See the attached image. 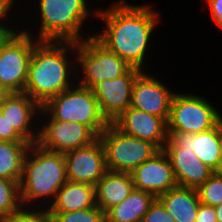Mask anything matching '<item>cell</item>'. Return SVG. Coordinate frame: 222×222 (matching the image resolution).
<instances>
[{
	"instance_id": "4dcf8cb0",
	"label": "cell",
	"mask_w": 222,
	"mask_h": 222,
	"mask_svg": "<svg viewBox=\"0 0 222 222\" xmlns=\"http://www.w3.org/2000/svg\"><path fill=\"white\" fill-rule=\"evenodd\" d=\"M211 17L222 28V0H208Z\"/></svg>"
},
{
	"instance_id": "ac0fdd59",
	"label": "cell",
	"mask_w": 222,
	"mask_h": 222,
	"mask_svg": "<svg viewBox=\"0 0 222 222\" xmlns=\"http://www.w3.org/2000/svg\"><path fill=\"white\" fill-rule=\"evenodd\" d=\"M37 109L40 112L41 106L24 92L10 93L0 106V111L6 116L10 125L30 144L37 143L39 137L38 131L36 135L29 128Z\"/></svg>"
},
{
	"instance_id": "836d02e7",
	"label": "cell",
	"mask_w": 222,
	"mask_h": 222,
	"mask_svg": "<svg viewBox=\"0 0 222 222\" xmlns=\"http://www.w3.org/2000/svg\"><path fill=\"white\" fill-rule=\"evenodd\" d=\"M10 94L4 87L0 85V106L3 104L5 98Z\"/></svg>"
},
{
	"instance_id": "1f68e13d",
	"label": "cell",
	"mask_w": 222,
	"mask_h": 222,
	"mask_svg": "<svg viewBox=\"0 0 222 222\" xmlns=\"http://www.w3.org/2000/svg\"><path fill=\"white\" fill-rule=\"evenodd\" d=\"M13 0H0V20L4 18L8 11H10ZM0 32H15L13 29L7 28L0 24Z\"/></svg>"
},
{
	"instance_id": "d6a6232c",
	"label": "cell",
	"mask_w": 222,
	"mask_h": 222,
	"mask_svg": "<svg viewBox=\"0 0 222 222\" xmlns=\"http://www.w3.org/2000/svg\"><path fill=\"white\" fill-rule=\"evenodd\" d=\"M15 32H0V50L3 44L14 34Z\"/></svg>"
},
{
	"instance_id": "9a60e30c",
	"label": "cell",
	"mask_w": 222,
	"mask_h": 222,
	"mask_svg": "<svg viewBox=\"0 0 222 222\" xmlns=\"http://www.w3.org/2000/svg\"><path fill=\"white\" fill-rule=\"evenodd\" d=\"M168 90L159 80L142 71L133 84L130 107L162 117L167 122L174 96Z\"/></svg>"
},
{
	"instance_id": "ffe728a7",
	"label": "cell",
	"mask_w": 222,
	"mask_h": 222,
	"mask_svg": "<svg viewBox=\"0 0 222 222\" xmlns=\"http://www.w3.org/2000/svg\"><path fill=\"white\" fill-rule=\"evenodd\" d=\"M175 222H195L200 199L197 189L176 186L157 197Z\"/></svg>"
},
{
	"instance_id": "d6986e66",
	"label": "cell",
	"mask_w": 222,
	"mask_h": 222,
	"mask_svg": "<svg viewBox=\"0 0 222 222\" xmlns=\"http://www.w3.org/2000/svg\"><path fill=\"white\" fill-rule=\"evenodd\" d=\"M131 173L107 170L95 186L96 205L106 213L134 190Z\"/></svg>"
},
{
	"instance_id": "7402d4cb",
	"label": "cell",
	"mask_w": 222,
	"mask_h": 222,
	"mask_svg": "<svg viewBox=\"0 0 222 222\" xmlns=\"http://www.w3.org/2000/svg\"><path fill=\"white\" fill-rule=\"evenodd\" d=\"M155 198L150 192L134 188L124 201L105 213L106 222H142Z\"/></svg>"
},
{
	"instance_id": "277c9868",
	"label": "cell",
	"mask_w": 222,
	"mask_h": 222,
	"mask_svg": "<svg viewBox=\"0 0 222 222\" xmlns=\"http://www.w3.org/2000/svg\"><path fill=\"white\" fill-rule=\"evenodd\" d=\"M42 111L51 115L49 120L83 124L97 137L110 124L103 116L93 90L81 85L52 97L41 107Z\"/></svg>"
},
{
	"instance_id": "5b68a950",
	"label": "cell",
	"mask_w": 222,
	"mask_h": 222,
	"mask_svg": "<svg viewBox=\"0 0 222 222\" xmlns=\"http://www.w3.org/2000/svg\"><path fill=\"white\" fill-rule=\"evenodd\" d=\"M39 4V41H81L80 27L89 16L86 0H39Z\"/></svg>"
},
{
	"instance_id": "ba28073f",
	"label": "cell",
	"mask_w": 222,
	"mask_h": 222,
	"mask_svg": "<svg viewBox=\"0 0 222 222\" xmlns=\"http://www.w3.org/2000/svg\"><path fill=\"white\" fill-rule=\"evenodd\" d=\"M222 120L207 100L193 94H174L167 131L197 134L214 128Z\"/></svg>"
},
{
	"instance_id": "30bf717a",
	"label": "cell",
	"mask_w": 222,
	"mask_h": 222,
	"mask_svg": "<svg viewBox=\"0 0 222 222\" xmlns=\"http://www.w3.org/2000/svg\"><path fill=\"white\" fill-rule=\"evenodd\" d=\"M67 181L96 186L107 171L105 150L99 137L82 148L64 154Z\"/></svg>"
},
{
	"instance_id": "2e32d148",
	"label": "cell",
	"mask_w": 222,
	"mask_h": 222,
	"mask_svg": "<svg viewBox=\"0 0 222 222\" xmlns=\"http://www.w3.org/2000/svg\"><path fill=\"white\" fill-rule=\"evenodd\" d=\"M134 187L152 193L156 198L177 186L171 162L163 150L131 172Z\"/></svg>"
},
{
	"instance_id": "7a4b0ae2",
	"label": "cell",
	"mask_w": 222,
	"mask_h": 222,
	"mask_svg": "<svg viewBox=\"0 0 222 222\" xmlns=\"http://www.w3.org/2000/svg\"><path fill=\"white\" fill-rule=\"evenodd\" d=\"M36 41L24 93L42 107L49 99L72 87L66 54L67 48H76V42Z\"/></svg>"
},
{
	"instance_id": "603a6c76",
	"label": "cell",
	"mask_w": 222,
	"mask_h": 222,
	"mask_svg": "<svg viewBox=\"0 0 222 222\" xmlns=\"http://www.w3.org/2000/svg\"><path fill=\"white\" fill-rule=\"evenodd\" d=\"M28 142L0 141V177L21 182Z\"/></svg>"
},
{
	"instance_id": "8992f818",
	"label": "cell",
	"mask_w": 222,
	"mask_h": 222,
	"mask_svg": "<svg viewBox=\"0 0 222 222\" xmlns=\"http://www.w3.org/2000/svg\"><path fill=\"white\" fill-rule=\"evenodd\" d=\"M109 171L131 173L159 149L151 142L128 136L110 123L99 135Z\"/></svg>"
},
{
	"instance_id": "83f0119b",
	"label": "cell",
	"mask_w": 222,
	"mask_h": 222,
	"mask_svg": "<svg viewBox=\"0 0 222 222\" xmlns=\"http://www.w3.org/2000/svg\"><path fill=\"white\" fill-rule=\"evenodd\" d=\"M142 222H175L158 198L151 203Z\"/></svg>"
},
{
	"instance_id": "6da1fadb",
	"label": "cell",
	"mask_w": 222,
	"mask_h": 222,
	"mask_svg": "<svg viewBox=\"0 0 222 222\" xmlns=\"http://www.w3.org/2000/svg\"><path fill=\"white\" fill-rule=\"evenodd\" d=\"M114 4L107 11L97 13L107 29L94 37L131 67L142 70L148 41L159 16L147 5H129L125 0Z\"/></svg>"
},
{
	"instance_id": "d4e9b609",
	"label": "cell",
	"mask_w": 222,
	"mask_h": 222,
	"mask_svg": "<svg viewBox=\"0 0 222 222\" xmlns=\"http://www.w3.org/2000/svg\"><path fill=\"white\" fill-rule=\"evenodd\" d=\"M200 203L216 207L222 204V172H214L198 189Z\"/></svg>"
},
{
	"instance_id": "3957f363",
	"label": "cell",
	"mask_w": 222,
	"mask_h": 222,
	"mask_svg": "<svg viewBox=\"0 0 222 222\" xmlns=\"http://www.w3.org/2000/svg\"><path fill=\"white\" fill-rule=\"evenodd\" d=\"M66 182L64 154L46 150L37 143L31 144L23 161L21 203H29L44 196L55 198L58 190Z\"/></svg>"
},
{
	"instance_id": "e575fe53",
	"label": "cell",
	"mask_w": 222,
	"mask_h": 222,
	"mask_svg": "<svg viewBox=\"0 0 222 222\" xmlns=\"http://www.w3.org/2000/svg\"><path fill=\"white\" fill-rule=\"evenodd\" d=\"M214 208L217 216V222H222V204Z\"/></svg>"
},
{
	"instance_id": "8fae6325",
	"label": "cell",
	"mask_w": 222,
	"mask_h": 222,
	"mask_svg": "<svg viewBox=\"0 0 222 222\" xmlns=\"http://www.w3.org/2000/svg\"><path fill=\"white\" fill-rule=\"evenodd\" d=\"M141 72L140 69L130 67L123 75L113 80H103L92 89L109 123L130 107L133 84Z\"/></svg>"
},
{
	"instance_id": "f1b7e54d",
	"label": "cell",
	"mask_w": 222,
	"mask_h": 222,
	"mask_svg": "<svg viewBox=\"0 0 222 222\" xmlns=\"http://www.w3.org/2000/svg\"><path fill=\"white\" fill-rule=\"evenodd\" d=\"M0 141L26 142L0 111Z\"/></svg>"
},
{
	"instance_id": "cb8c5ba5",
	"label": "cell",
	"mask_w": 222,
	"mask_h": 222,
	"mask_svg": "<svg viewBox=\"0 0 222 222\" xmlns=\"http://www.w3.org/2000/svg\"><path fill=\"white\" fill-rule=\"evenodd\" d=\"M22 204L20 183L0 177V222L13 217L22 209Z\"/></svg>"
},
{
	"instance_id": "e0dca14e",
	"label": "cell",
	"mask_w": 222,
	"mask_h": 222,
	"mask_svg": "<svg viewBox=\"0 0 222 222\" xmlns=\"http://www.w3.org/2000/svg\"><path fill=\"white\" fill-rule=\"evenodd\" d=\"M178 186L198 189L213 173L194 152L179 146H164Z\"/></svg>"
},
{
	"instance_id": "484cf974",
	"label": "cell",
	"mask_w": 222,
	"mask_h": 222,
	"mask_svg": "<svg viewBox=\"0 0 222 222\" xmlns=\"http://www.w3.org/2000/svg\"><path fill=\"white\" fill-rule=\"evenodd\" d=\"M55 222H106L105 213L96 205L74 212H50Z\"/></svg>"
},
{
	"instance_id": "f546056e",
	"label": "cell",
	"mask_w": 222,
	"mask_h": 222,
	"mask_svg": "<svg viewBox=\"0 0 222 222\" xmlns=\"http://www.w3.org/2000/svg\"><path fill=\"white\" fill-rule=\"evenodd\" d=\"M195 222H217L215 208L200 203Z\"/></svg>"
},
{
	"instance_id": "4fadbf2b",
	"label": "cell",
	"mask_w": 222,
	"mask_h": 222,
	"mask_svg": "<svg viewBox=\"0 0 222 222\" xmlns=\"http://www.w3.org/2000/svg\"><path fill=\"white\" fill-rule=\"evenodd\" d=\"M112 124L122 133L145 140L162 150L168 140L167 122L142 110L129 107Z\"/></svg>"
},
{
	"instance_id": "5bb4252c",
	"label": "cell",
	"mask_w": 222,
	"mask_h": 222,
	"mask_svg": "<svg viewBox=\"0 0 222 222\" xmlns=\"http://www.w3.org/2000/svg\"><path fill=\"white\" fill-rule=\"evenodd\" d=\"M167 132L168 140L164 146L190 149L214 172H222V159L219 152L221 121L214 128L197 134L180 131Z\"/></svg>"
},
{
	"instance_id": "44dd1931",
	"label": "cell",
	"mask_w": 222,
	"mask_h": 222,
	"mask_svg": "<svg viewBox=\"0 0 222 222\" xmlns=\"http://www.w3.org/2000/svg\"><path fill=\"white\" fill-rule=\"evenodd\" d=\"M49 212H74L96 206L95 186L67 181L57 192Z\"/></svg>"
},
{
	"instance_id": "d590c367",
	"label": "cell",
	"mask_w": 222,
	"mask_h": 222,
	"mask_svg": "<svg viewBox=\"0 0 222 222\" xmlns=\"http://www.w3.org/2000/svg\"><path fill=\"white\" fill-rule=\"evenodd\" d=\"M219 152L222 159V120H221V134H220V141H219Z\"/></svg>"
},
{
	"instance_id": "4316f807",
	"label": "cell",
	"mask_w": 222,
	"mask_h": 222,
	"mask_svg": "<svg viewBox=\"0 0 222 222\" xmlns=\"http://www.w3.org/2000/svg\"><path fill=\"white\" fill-rule=\"evenodd\" d=\"M5 222H55L53 216L50 214L48 209L45 211L32 212L21 209L13 217L6 220Z\"/></svg>"
},
{
	"instance_id": "7c38bea8",
	"label": "cell",
	"mask_w": 222,
	"mask_h": 222,
	"mask_svg": "<svg viewBox=\"0 0 222 222\" xmlns=\"http://www.w3.org/2000/svg\"><path fill=\"white\" fill-rule=\"evenodd\" d=\"M39 131L37 144L46 150L67 153L90 145L98 137L85 125L77 122L49 120Z\"/></svg>"
},
{
	"instance_id": "9c48e42d",
	"label": "cell",
	"mask_w": 222,
	"mask_h": 222,
	"mask_svg": "<svg viewBox=\"0 0 222 222\" xmlns=\"http://www.w3.org/2000/svg\"><path fill=\"white\" fill-rule=\"evenodd\" d=\"M32 40L28 31H16L0 50V85L10 93L24 92L28 67L36 44Z\"/></svg>"
},
{
	"instance_id": "52a82bcc",
	"label": "cell",
	"mask_w": 222,
	"mask_h": 222,
	"mask_svg": "<svg viewBox=\"0 0 222 222\" xmlns=\"http://www.w3.org/2000/svg\"><path fill=\"white\" fill-rule=\"evenodd\" d=\"M77 61L85 76L81 86L93 89L103 80H113L123 75L131 66L114 52L108 50L94 36L76 43Z\"/></svg>"
}]
</instances>
